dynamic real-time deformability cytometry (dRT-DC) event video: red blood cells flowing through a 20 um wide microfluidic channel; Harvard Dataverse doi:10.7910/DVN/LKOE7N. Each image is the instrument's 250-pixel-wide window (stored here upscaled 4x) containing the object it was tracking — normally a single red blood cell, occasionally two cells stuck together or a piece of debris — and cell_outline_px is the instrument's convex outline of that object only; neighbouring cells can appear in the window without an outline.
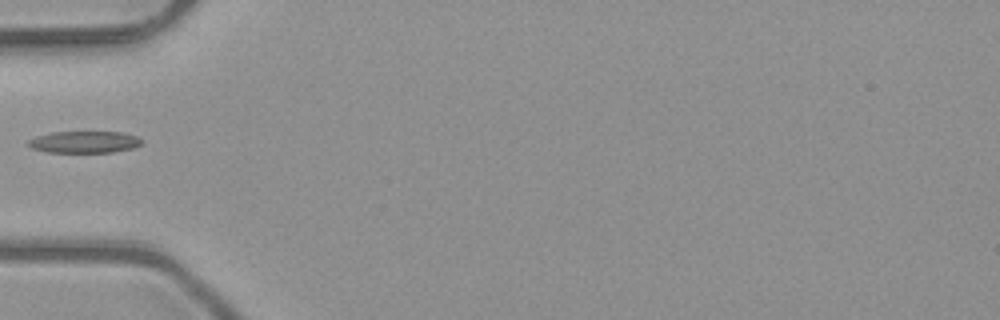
{"species": "common noctule bat (a hibernating species)", "species_latin": "Nyctalus noctula", "temperature_condition": "room temperature", "stored_images_in_passage": 1, "camera_frame_rate_fps": 3000, "um_per_image_px": 0.085, "animal": {"sex": "male", "body_mass_g": 23.1, "forearm_length_mm": 52.7}, "frame": {"image": 1, "passage_image": 1, "time_ms": 0.0, "image_size_px": [1000, 320], "cell_outline_px": [[144, 140], [140, 144], [132, 148], [112, 152], [48, 152], [32, 148], [28, 144], [28, 140], [36, 136], [52, 132], [120, 132], [136, 136]], "centroid_in_image_um": [7.17, 12.07], "position_along_channel_um": 77.8, "area_um2": 14.28}}